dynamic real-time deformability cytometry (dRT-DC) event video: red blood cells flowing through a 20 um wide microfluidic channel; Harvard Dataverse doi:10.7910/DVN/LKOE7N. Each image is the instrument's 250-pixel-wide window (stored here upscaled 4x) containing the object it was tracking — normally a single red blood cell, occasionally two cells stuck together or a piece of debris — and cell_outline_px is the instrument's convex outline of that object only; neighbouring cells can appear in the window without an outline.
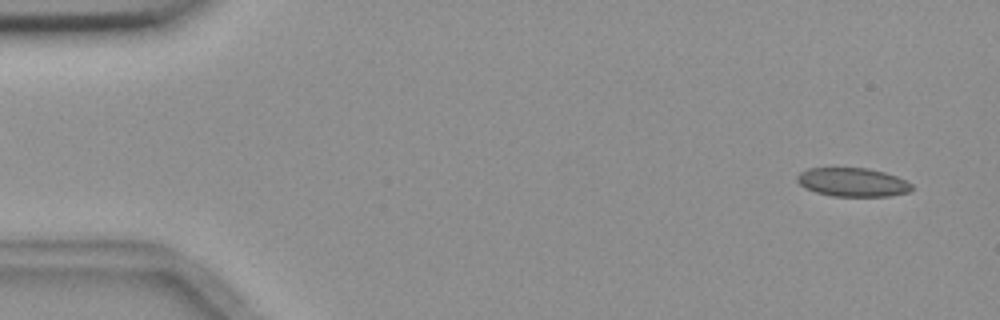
{"species": "common noctule bat (a hibernating species)", "species_latin": "Nyctalus noctula", "temperature_condition": "room temperature", "stored_images_in_passage": 4, "camera_frame_rate_fps": 3000, "um_per_image_px": 0.085, "animal": {"sex": "female", "body_mass_g": 18.4}, "frame": {"image": 1, "passage_image": 1, "time_ms": 0.0, "image_size_px": [1000, 320], "cell_outline_px": [[912, 188], [908, 192], [888, 196], [832, 196], [816, 192], [804, 188], [796, 180], [796, 176], [800, 172], [808, 168], [868, 168], [884, 172], [896, 176], [912, 184]], "centroid_in_image_um": [72.44, 15.48], "position_along_channel_um": 12.6, "area_um2": 19.13}}
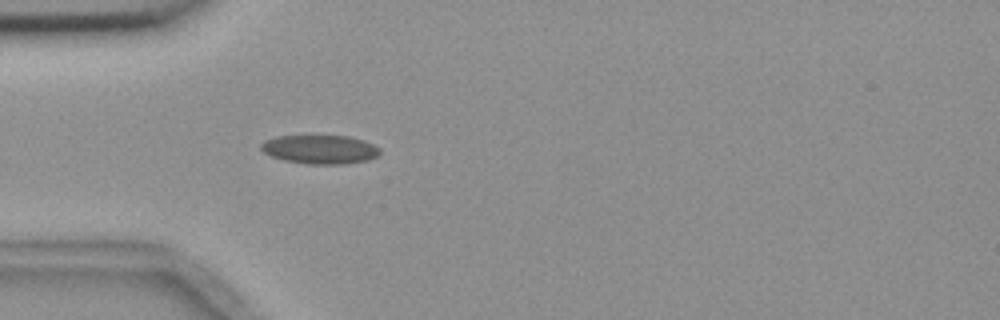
{"frame": {"image": 2, "passage_image": 4, "time_ms": 4.333, "image_size_px": [1000, 320], "cell_outline_px": [[380, 152], [376, 156], [368, 160], [344, 164], [308, 164], [284, 160], [272, 156], [264, 152], [260, 148], [260, 144], [264, 140], [276, 136], [348, 136], [364, 140], [380, 148]], "centroid_in_image_um": [27.19, 12.7], "position_along_channel_um": 57.8, "area_um2": 19.94}}